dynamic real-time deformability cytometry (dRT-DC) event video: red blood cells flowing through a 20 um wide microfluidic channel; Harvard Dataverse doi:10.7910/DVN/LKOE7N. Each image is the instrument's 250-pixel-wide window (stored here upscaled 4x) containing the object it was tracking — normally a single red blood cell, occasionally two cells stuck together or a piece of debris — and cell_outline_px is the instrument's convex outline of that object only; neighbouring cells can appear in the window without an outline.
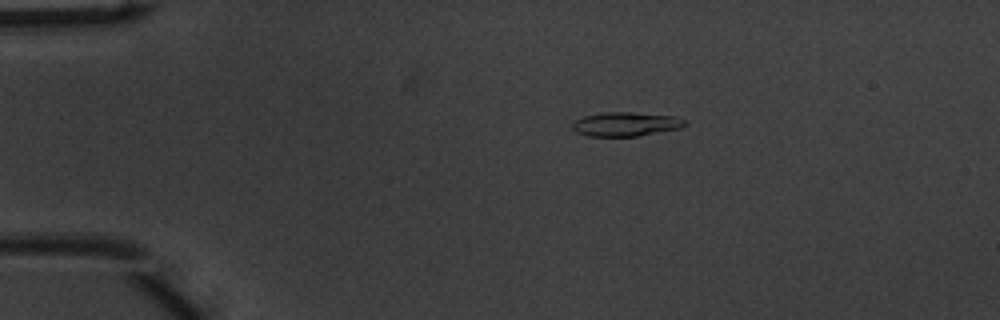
{"species": "common noctule bat (a hibernating species)", "species_latin": "Nyctalus noctula", "temperature_condition": "warm", "stored_images_in_passage": 51, "camera_frame_rate_fps": 3000, "um_per_image_px": 0.085, "animal": {"sex": "male", "body_mass_g": 20.1, "forearm_length_mm": 53.5}, "frame": {"image": 1, "passage_image": 10, "time_ms": 3.0, "image_size_px": [1000, 320], "cell_outline_px": [[688, 124], [680, 128], [636, 136], [588, 136], [576, 132], [572, 128], [572, 120], [584, 116], [604, 112], [632, 112], [676, 116], [684, 120]], "centroid_in_image_um": [53.16, 10.54], "position_along_channel_um": 31.8, "area_um2": 15.84}}
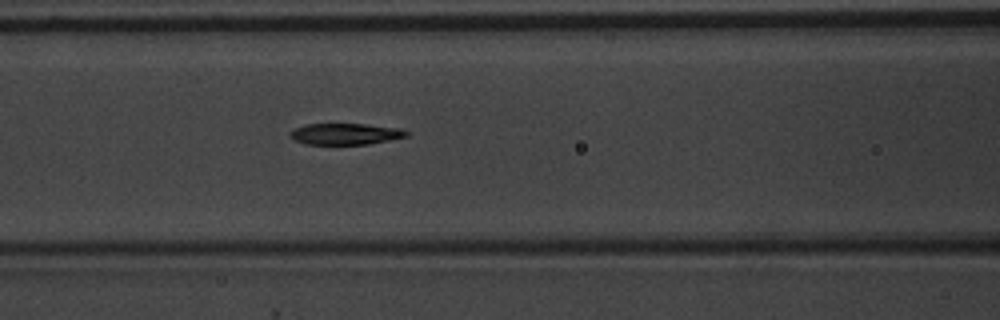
{"frame": {"image": 2, "passage_image": 22, "time_ms": 7.0, "image_size_px": [1000, 320], "cell_outline_px": [[408, 136], [368, 144], [304, 144], [288, 136], [288, 132], [304, 124], [364, 124], [400, 128], [408, 132]], "centroid_in_image_um": [29.32, 11.38], "position_along_channel_um": 137.3, "area_um2": 14.39}}
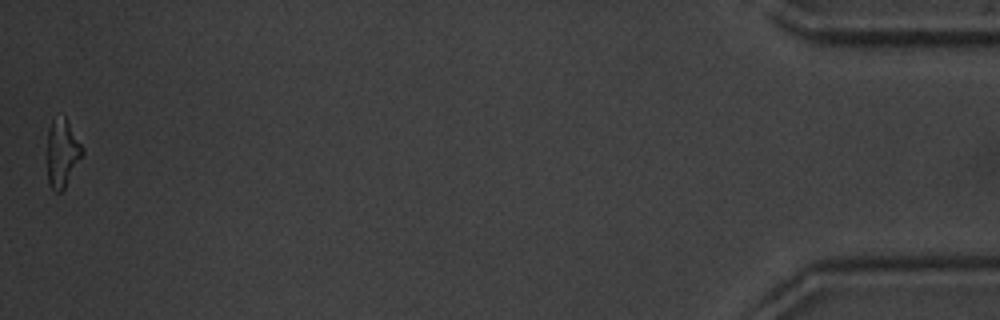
{"frame": {"image": 3, "passage_image": 51, "time_ms": 16.667, "image_size_px": [1000, 320], "cell_outline_px": [[84, 152], [64, 188], [60, 192], [56, 192], [48, 184], [48, 128], [52, 120], [64, 116], [84, 148]], "centroid_in_image_um": [5.29, 13.02], "position_along_channel_um": 429.9, "area_um2": 13.58}, "authors_computed_cell_mechanics": {"area_um2": 15.5482, "velocity_mm_per_s": 3.9643, "shape_relaxation_time_tau1_ms": 3.3609, "shape_relaxation_time_tau2_ms": 8.903, "deformation_change_tau1": 0.1452, "deformation_change_tau2": 0.2144}}